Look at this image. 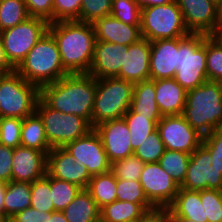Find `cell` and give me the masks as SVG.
Returning <instances> with one entry per match:
<instances>
[{"label":"cell","mask_w":222,"mask_h":222,"mask_svg":"<svg viewBox=\"0 0 222 222\" xmlns=\"http://www.w3.org/2000/svg\"><path fill=\"white\" fill-rule=\"evenodd\" d=\"M168 208L178 217L196 222H208L201 203V191H190L179 187L175 200Z\"/></svg>","instance_id":"cell-27"},{"label":"cell","mask_w":222,"mask_h":222,"mask_svg":"<svg viewBox=\"0 0 222 222\" xmlns=\"http://www.w3.org/2000/svg\"><path fill=\"white\" fill-rule=\"evenodd\" d=\"M13 148L0 144V182L12 181Z\"/></svg>","instance_id":"cell-47"},{"label":"cell","mask_w":222,"mask_h":222,"mask_svg":"<svg viewBox=\"0 0 222 222\" xmlns=\"http://www.w3.org/2000/svg\"><path fill=\"white\" fill-rule=\"evenodd\" d=\"M142 38L150 42L189 35L177 2L141 9Z\"/></svg>","instance_id":"cell-8"},{"label":"cell","mask_w":222,"mask_h":222,"mask_svg":"<svg viewBox=\"0 0 222 222\" xmlns=\"http://www.w3.org/2000/svg\"><path fill=\"white\" fill-rule=\"evenodd\" d=\"M122 118L128 126L133 151L157 129V125L152 120L134 113L131 109H129Z\"/></svg>","instance_id":"cell-31"},{"label":"cell","mask_w":222,"mask_h":222,"mask_svg":"<svg viewBox=\"0 0 222 222\" xmlns=\"http://www.w3.org/2000/svg\"><path fill=\"white\" fill-rule=\"evenodd\" d=\"M47 222H68L62 211L47 212Z\"/></svg>","instance_id":"cell-52"},{"label":"cell","mask_w":222,"mask_h":222,"mask_svg":"<svg viewBox=\"0 0 222 222\" xmlns=\"http://www.w3.org/2000/svg\"><path fill=\"white\" fill-rule=\"evenodd\" d=\"M134 83L117 77L96 79V94L91 118L92 128L121 119L130 109Z\"/></svg>","instance_id":"cell-5"},{"label":"cell","mask_w":222,"mask_h":222,"mask_svg":"<svg viewBox=\"0 0 222 222\" xmlns=\"http://www.w3.org/2000/svg\"><path fill=\"white\" fill-rule=\"evenodd\" d=\"M156 208L152 203L114 201L100 208L102 222H136L146 211Z\"/></svg>","instance_id":"cell-25"},{"label":"cell","mask_w":222,"mask_h":222,"mask_svg":"<svg viewBox=\"0 0 222 222\" xmlns=\"http://www.w3.org/2000/svg\"><path fill=\"white\" fill-rule=\"evenodd\" d=\"M82 0H53V22L80 21Z\"/></svg>","instance_id":"cell-44"},{"label":"cell","mask_w":222,"mask_h":222,"mask_svg":"<svg viewBox=\"0 0 222 222\" xmlns=\"http://www.w3.org/2000/svg\"><path fill=\"white\" fill-rule=\"evenodd\" d=\"M46 174V153L23 146L13 148L12 181L32 183Z\"/></svg>","instance_id":"cell-18"},{"label":"cell","mask_w":222,"mask_h":222,"mask_svg":"<svg viewBox=\"0 0 222 222\" xmlns=\"http://www.w3.org/2000/svg\"><path fill=\"white\" fill-rule=\"evenodd\" d=\"M130 109L158 124L163 116L155 99V80L149 79L134 84Z\"/></svg>","instance_id":"cell-24"},{"label":"cell","mask_w":222,"mask_h":222,"mask_svg":"<svg viewBox=\"0 0 222 222\" xmlns=\"http://www.w3.org/2000/svg\"><path fill=\"white\" fill-rule=\"evenodd\" d=\"M204 34L190 33L178 38V66L174 79L186 90H192L206 81V47Z\"/></svg>","instance_id":"cell-6"},{"label":"cell","mask_w":222,"mask_h":222,"mask_svg":"<svg viewBox=\"0 0 222 222\" xmlns=\"http://www.w3.org/2000/svg\"><path fill=\"white\" fill-rule=\"evenodd\" d=\"M94 129L101 138L110 163L133 155L130 132L123 118L103 122Z\"/></svg>","instance_id":"cell-17"},{"label":"cell","mask_w":222,"mask_h":222,"mask_svg":"<svg viewBox=\"0 0 222 222\" xmlns=\"http://www.w3.org/2000/svg\"><path fill=\"white\" fill-rule=\"evenodd\" d=\"M15 71L39 89L69 74L62 65L57 43L49 32L34 45Z\"/></svg>","instance_id":"cell-4"},{"label":"cell","mask_w":222,"mask_h":222,"mask_svg":"<svg viewBox=\"0 0 222 222\" xmlns=\"http://www.w3.org/2000/svg\"><path fill=\"white\" fill-rule=\"evenodd\" d=\"M139 181L147 199L156 208H168L180 187L158 162L144 164Z\"/></svg>","instance_id":"cell-13"},{"label":"cell","mask_w":222,"mask_h":222,"mask_svg":"<svg viewBox=\"0 0 222 222\" xmlns=\"http://www.w3.org/2000/svg\"><path fill=\"white\" fill-rule=\"evenodd\" d=\"M222 26V1L217 5L216 31Z\"/></svg>","instance_id":"cell-55"},{"label":"cell","mask_w":222,"mask_h":222,"mask_svg":"<svg viewBox=\"0 0 222 222\" xmlns=\"http://www.w3.org/2000/svg\"><path fill=\"white\" fill-rule=\"evenodd\" d=\"M21 146L33 148L46 154L52 149L46 138L42 119L36 112L25 117L22 121Z\"/></svg>","instance_id":"cell-28"},{"label":"cell","mask_w":222,"mask_h":222,"mask_svg":"<svg viewBox=\"0 0 222 222\" xmlns=\"http://www.w3.org/2000/svg\"><path fill=\"white\" fill-rule=\"evenodd\" d=\"M23 119L17 117L0 118V144L16 148L21 146V127Z\"/></svg>","instance_id":"cell-40"},{"label":"cell","mask_w":222,"mask_h":222,"mask_svg":"<svg viewBox=\"0 0 222 222\" xmlns=\"http://www.w3.org/2000/svg\"><path fill=\"white\" fill-rule=\"evenodd\" d=\"M190 155L189 153L165 149L158 163L181 186L186 177Z\"/></svg>","instance_id":"cell-32"},{"label":"cell","mask_w":222,"mask_h":222,"mask_svg":"<svg viewBox=\"0 0 222 222\" xmlns=\"http://www.w3.org/2000/svg\"><path fill=\"white\" fill-rule=\"evenodd\" d=\"M31 207V183L10 181L6 183L4 219Z\"/></svg>","instance_id":"cell-29"},{"label":"cell","mask_w":222,"mask_h":222,"mask_svg":"<svg viewBox=\"0 0 222 222\" xmlns=\"http://www.w3.org/2000/svg\"><path fill=\"white\" fill-rule=\"evenodd\" d=\"M136 222H169L168 208H154L146 211Z\"/></svg>","instance_id":"cell-49"},{"label":"cell","mask_w":222,"mask_h":222,"mask_svg":"<svg viewBox=\"0 0 222 222\" xmlns=\"http://www.w3.org/2000/svg\"><path fill=\"white\" fill-rule=\"evenodd\" d=\"M15 71V68L10 64L7 59L3 44L0 38V75L10 74Z\"/></svg>","instance_id":"cell-50"},{"label":"cell","mask_w":222,"mask_h":222,"mask_svg":"<svg viewBox=\"0 0 222 222\" xmlns=\"http://www.w3.org/2000/svg\"><path fill=\"white\" fill-rule=\"evenodd\" d=\"M96 78L89 74H68L40 88V99L50 108L75 114L91 125Z\"/></svg>","instance_id":"cell-2"},{"label":"cell","mask_w":222,"mask_h":222,"mask_svg":"<svg viewBox=\"0 0 222 222\" xmlns=\"http://www.w3.org/2000/svg\"><path fill=\"white\" fill-rule=\"evenodd\" d=\"M157 130L168 150L192 154L202 144L203 135L192 128L182 115L163 116Z\"/></svg>","instance_id":"cell-11"},{"label":"cell","mask_w":222,"mask_h":222,"mask_svg":"<svg viewBox=\"0 0 222 222\" xmlns=\"http://www.w3.org/2000/svg\"><path fill=\"white\" fill-rule=\"evenodd\" d=\"M29 17L24 0H2L0 3V32L15 27Z\"/></svg>","instance_id":"cell-33"},{"label":"cell","mask_w":222,"mask_h":222,"mask_svg":"<svg viewBox=\"0 0 222 222\" xmlns=\"http://www.w3.org/2000/svg\"><path fill=\"white\" fill-rule=\"evenodd\" d=\"M201 203L208 222H222V191L202 190Z\"/></svg>","instance_id":"cell-43"},{"label":"cell","mask_w":222,"mask_h":222,"mask_svg":"<svg viewBox=\"0 0 222 222\" xmlns=\"http://www.w3.org/2000/svg\"><path fill=\"white\" fill-rule=\"evenodd\" d=\"M189 33L214 35L217 5L210 0H176Z\"/></svg>","instance_id":"cell-16"},{"label":"cell","mask_w":222,"mask_h":222,"mask_svg":"<svg viewBox=\"0 0 222 222\" xmlns=\"http://www.w3.org/2000/svg\"><path fill=\"white\" fill-rule=\"evenodd\" d=\"M206 73L208 81L222 80V43L213 35L205 37Z\"/></svg>","instance_id":"cell-34"},{"label":"cell","mask_w":222,"mask_h":222,"mask_svg":"<svg viewBox=\"0 0 222 222\" xmlns=\"http://www.w3.org/2000/svg\"><path fill=\"white\" fill-rule=\"evenodd\" d=\"M30 17L53 23V0H24Z\"/></svg>","instance_id":"cell-46"},{"label":"cell","mask_w":222,"mask_h":222,"mask_svg":"<svg viewBox=\"0 0 222 222\" xmlns=\"http://www.w3.org/2000/svg\"><path fill=\"white\" fill-rule=\"evenodd\" d=\"M6 192V183L0 182V218L4 219V197Z\"/></svg>","instance_id":"cell-53"},{"label":"cell","mask_w":222,"mask_h":222,"mask_svg":"<svg viewBox=\"0 0 222 222\" xmlns=\"http://www.w3.org/2000/svg\"><path fill=\"white\" fill-rule=\"evenodd\" d=\"M35 112L42 119L45 135L51 148L64 147L67 143L83 137L93 129L84 118L54 110L40 98L37 101Z\"/></svg>","instance_id":"cell-9"},{"label":"cell","mask_w":222,"mask_h":222,"mask_svg":"<svg viewBox=\"0 0 222 222\" xmlns=\"http://www.w3.org/2000/svg\"><path fill=\"white\" fill-rule=\"evenodd\" d=\"M125 51H128V45L96 40L88 74L96 79L117 77L124 64Z\"/></svg>","instance_id":"cell-19"},{"label":"cell","mask_w":222,"mask_h":222,"mask_svg":"<svg viewBox=\"0 0 222 222\" xmlns=\"http://www.w3.org/2000/svg\"><path fill=\"white\" fill-rule=\"evenodd\" d=\"M116 194L118 201L131 203H151L142 188L139 180L116 179Z\"/></svg>","instance_id":"cell-41"},{"label":"cell","mask_w":222,"mask_h":222,"mask_svg":"<svg viewBox=\"0 0 222 222\" xmlns=\"http://www.w3.org/2000/svg\"><path fill=\"white\" fill-rule=\"evenodd\" d=\"M135 1L141 7V9H143L145 7H150V6L169 4L175 2L176 0H135Z\"/></svg>","instance_id":"cell-51"},{"label":"cell","mask_w":222,"mask_h":222,"mask_svg":"<svg viewBox=\"0 0 222 222\" xmlns=\"http://www.w3.org/2000/svg\"><path fill=\"white\" fill-rule=\"evenodd\" d=\"M15 222H47V212L29 207L11 217Z\"/></svg>","instance_id":"cell-48"},{"label":"cell","mask_w":222,"mask_h":222,"mask_svg":"<svg viewBox=\"0 0 222 222\" xmlns=\"http://www.w3.org/2000/svg\"><path fill=\"white\" fill-rule=\"evenodd\" d=\"M31 207L43 212L55 211L48 173L31 183Z\"/></svg>","instance_id":"cell-36"},{"label":"cell","mask_w":222,"mask_h":222,"mask_svg":"<svg viewBox=\"0 0 222 222\" xmlns=\"http://www.w3.org/2000/svg\"><path fill=\"white\" fill-rule=\"evenodd\" d=\"M40 89L16 71L0 75V115L24 119L35 112Z\"/></svg>","instance_id":"cell-7"},{"label":"cell","mask_w":222,"mask_h":222,"mask_svg":"<svg viewBox=\"0 0 222 222\" xmlns=\"http://www.w3.org/2000/svg\"><path fill=\"white\" fill-rule=\"evenodd\" d=\"M187 91L174 79L155 80V99L162 116L181 115Z\"/></svg>","instance_id":"cell-23"},{"label":"cell","mask_w":222,"mask_h":222,"mask_svg":"<svg viewBox=\"0 0 222 222\" xmlns=\"http://www.w3.org/2000/svg\"><path fill=\"white\" fill-rule=\"evenodd\" d=\"M144 164L138 157L132 155L111 163V172L116 179L140 180Z\"/></svg>","instance_id":"cell-39"},{"label":"cell","mask_w":222,"mask_h":222,"mask_svg":"<svg viewBox=\"0 0 222 222\" xmlns=\"http://www.w3.org/2000/svg\"><path fill=\"white\" fill-rule=\"evenodd\" d=\"M113 0H82L80 22L94 23L96 20L110 15Z\"/></svg>","instance_id":"cell-42"},{"label":"cell","mask_w":222,"mask_h":222,"mask_svg":"<svg viewBox=\"0 0 222 222\" xmlns=\"http://www.w3.org/2000/svg\"><path fill=\"white\" fill-rule=\"evenodd\" d=\"M219 83H220V86H221V90H222V80H221V81H219Z\"/></svg>","instance_id":"cell-59"},{"label":"cell","mask_w":222,"mask_h":222,"mask_svg":"<svg viewBox=\"0 0 222 222\" xmlns=\"http://www.w3.org/2000/svg\"><path fill=\"white\" fill-rule=\"evenodd\" d=\"M2 222H15L12 218L3 219Z\"/></svg>","instance_id":"cell-57"},{"label":"cell","mask_w":222,"mask_h":222,"mask_svg":"<svg viewBox=\"0 0 222 222\" xmlns=\"http://www.w3.org/2000/svg\"><path fill=\"white\" fill-rule=\"evenodd\" d=\"M185 120L205 136L222 126V90L219 82L206 81L187 91L183 112Z\"/></svg>","instance_id":"cell-3"},{"label":"cell","mask_w":222,"mask_h":222,"mask_svg":"<svg viewBox=\"0 0 222 222\" xmlns=\"http://www.w3.org/2000/svg\"><path fill=\"white\" fill-rule=\"evenodd\" d=\"M110 15L125 24L141 26V7L135 0H113Z\"/></svg>","instance_id":"cell-38"},{"label":"cell","mask_w":222,"mask_h":222,"mask_svg":"<svg viewBox=\"0 0 222 222\" xmlns=\"http://www.w3.org/2000/svg\"><path fill=\"white\" fill-rule=\"evenodd\" d=\"M165 151L164 143L160 138V134L156 129L149 137L134 150L133 155L138 157L142 162L154 163L158 162Z\"/></svg>","instance_id":"cell-37"},{"label":"cell","mask_w":222,"mask_h":222,"mask_svg":"<svg viewBox=\"0 0 222 222\" xmlns=\"http://www.w3.org/2000/svg\"><path fill=\"white\" fill-rule=\"evenodd\" d=\"M92 25L98 41L129 46L142 39L140 26L125 24L112 15L98 19Z\"/></svg>","instance_id":"cell-22"},{"label":"cell","mask_w":222,"mask_h":222,"mask_svg":"<svg viewBox=\"0 0 222 222\" xmlns=\"http://www.w3.org/2000/svg\"><path fill=\"white\" fill-rule=\"evenodd\" d=\"M211 2H213L215 5H218L222 0H210Z\"/></svg>","instance_id":"cell-58"},{"label":"cell","mask_w":222,"mask_h":222,"mask_svg":"<svg viewBox=\"0 0 222 222\" xmlns=\"http://www.w3.org/2000/svg\"><path fill=\"white\" fill-rule=\"evenodd\" d=\"M202 145L211 154V165L222 172V126L203 136Z\"/></svg>","instance_id":"cell-45"},{"label":"cell","mask_w":222,"mask_h":222,"mask_svg":"<svg viewBox=\"0 0 222 222\" xmlns=\"http://www.w3.org/2000/svg\"><path fill=\"white\" fill-rule=\"evenodd\" d=\"M222 43V26L214 33V35Z\"/></svg>","instance_id":"cell-56"},{"label":"cell","mask_w":222,"mask_h":222,"mask_svg":"<svg viewBox=\"0 0 222 222\" xmlns=\"http://www.w3.org/2000/svg\"><path fill=\"white\" fill-rule=\"evenodd\" d=\"M49 22L29 17L24 22L0 32L7 59L16 69L34 45L48 32Z\"/></svg>","instance_id":"cell-10"},{"label":"cell","mask_w":222,"mask_h":222,"mask_svg":"<svg viewBox=\"0 0 222 222\" xmlns=\"http://www.w3.org/2000/svg\"><path fill=\"white\" fill-rule=\"evenodd\" d=\"M62 212L68 222L100 221V208L87 189H81Z\"/></svg>","instance_id":"cell-26"},{"label":"cell","mask_w":222,"mask_h":222,"mask_svg":"<svg viewBox=\"0 0 222 222\" xmlns=\"http://www.w3.org/2000/svg\"><path fill=\"white\" fill-rule=\"evenodd\" d=\"M47 173L56 179L74 183L87 189L91 175L83 163L63 147L52 148L47 154Z\"/></svg>","instance_id":"cell-15"},{"label":"cell","mask_w":222,"mask_h":222,"mask_svg":"<svg viewBox=\"0 0 222 222\" xmlns=\"http://www.w3.org/2000/svg\"><path fill=\"white\" fill-rule=\"evenodd\" d=\"M150 79H172L178 66V38L150 42Z\"/></svg>","instance_id":"cell-20"},{"label":"cell","mask_w":222,"mask_h":222,"mask_svg":"<svg viewBox=\"0 0 222 222\" xmlns=\"http://www.w3.org/2000/svg\"><path fill=\"white\" fill-rule=\"evenodd\" d=\"M150 41L145 38L128 46L125 51L124 64L117 78L132 83H138L150 79Z\"/></svg>","instance_id":"cell-21"},{"label":"cell","mask_w":222,"mask_h":222,"mask_svg":"<svg viewBox=\"0 0 222 222\" xmlns=\"http://www.w3.org/2000/svg\"><path fill=\"white\" fill-rule=\"evenodd\" d=\"M211 154L201 144L191 155L183 189L202 191L205 189L222 191V172L211 165Z\"/></svg>","instance_id":"cell-12"},{"label":"cell","mask_w":222,"mask_h":222,"mask_svg":"<svg viewBox=\"0 0 222 222\" xmlns=\"http://www.w3.org/2000/svg\"><path fill=\"white\" fill-rule=\"evenodd\" d=\"M87 190L99 208L117 200L116 177L109 171L104 174L92 176Z\"/></svg>","instance_id":"cell-30"},{"label":"cell","mask_w":222,"mask_h":222,"mask_svg":"<svg viewBox=\"0 0 222 222\" xmlns=\"http://www.w3.org/2000/svg\"><path fill=\"white\" fill-rule=\"evenodd\" d=\"M82 188L74 183L50 176V191L55 211H63Z\"/></svg>","instance_id":"cell-35"},{"label":"cell","mask_w":222,"mask_h":222,"mask_svg":"<svg viewBox=\"0 0 222 222\" xmlns=\"http://www.w3.org/2000/svg\"><path fill=\"white\" fill-rule=\"evenodd\" d=\"M168 220L169 222H196L194 220L176 216L169 208H168Z\"/></svg>","instance_id":"cell-54"},{"label":"cell","mask_w":222,"mask_h":222,"mask_svg":"<svg viewBox=\"0 0 222 222\" xmlns=\"http://www.w3.org/2000/svg\"><path fill=\"white\" fill-rule=\"evenodd\" d=\"M79 163H83L91 176L111 171V163L101 138L93 128L86 135L67 143L64 147Z\"/></svg>","instance_id":"cell-14"},{"label":"cell","mask_w":222,"mask_h":222,"mask_svg":"<svg viewBox=\"0 0 222 222\" xmlns=\"http://www.w3.org/2000/svg\"><path fill=\"white\" fill-rule=\"evenodd\" d=\"M48 32L55 39L64 69L69 74H88L96 36L93 25L77 20L49 23Z\"/></svg>","instance_id":"cell-1"}]
</instances>
